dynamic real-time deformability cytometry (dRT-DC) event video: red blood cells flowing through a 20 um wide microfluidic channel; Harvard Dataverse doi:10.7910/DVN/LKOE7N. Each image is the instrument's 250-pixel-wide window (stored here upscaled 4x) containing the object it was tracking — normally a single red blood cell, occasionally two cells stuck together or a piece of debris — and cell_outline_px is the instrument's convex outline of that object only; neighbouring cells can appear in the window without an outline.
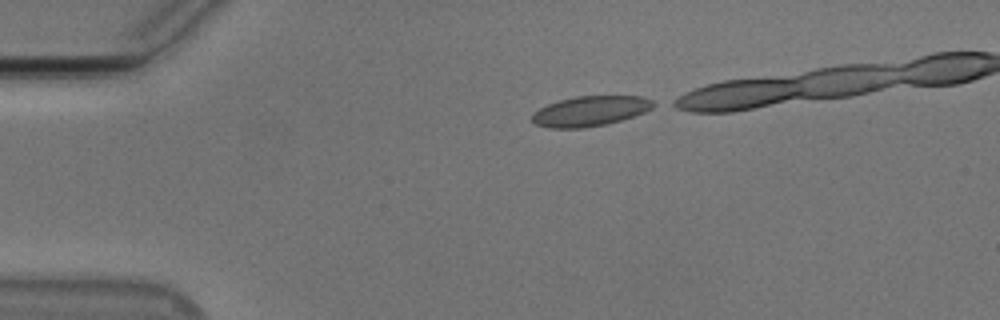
{"species": "Egyptian fruit bat (a non-hibernating species)", "species_latin": "Rousettus aegyptiacus", "temperature_condition": "cold", "stored_images_in_passage": 14, "camera_frame_rate_fps": 3000, "um_per_image_px": 0.085, "animal": {"sex": "male"}, "frame": {"image": 1, "passage_image": 1, "time_ms": 0.0, "image_size_px": [1000, 320], "cell_outline_px": [[660, 104], [644, 112], [620, 120], [604, 124], [580, 128], [548, 128], [536, 124], [532, 120], [532, 112], [548, 104], [560, 100], [576, 96], [640, 96], [652, 100]], "centroid_in_image_um": [50.17, 9.43], "position_along_channel_um": 34.8, "area_um2": 21.15}}
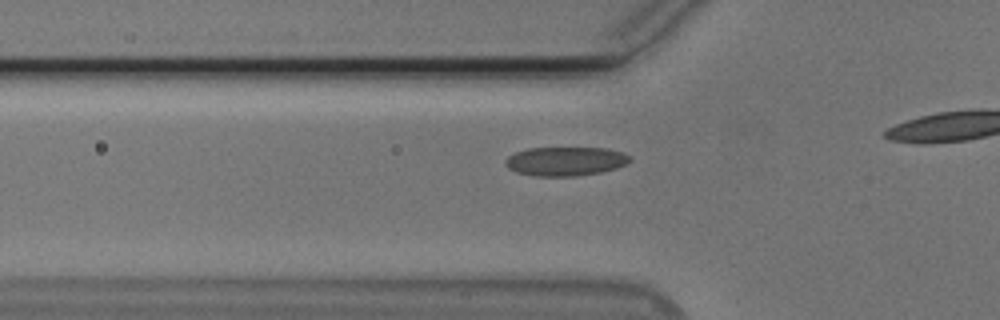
{"frame": {"image": 2, "passage_image": 8, "time_ms": 2.333, "image_size_px": [1000, 320], "cell_outline_px": [[628, 160], [624, 164], [616, 168], [600, 172], [576, 176], [536, 176], [516, 172], [508, 168], [504, 164], [504, 160], [508, 156], [516, 152], [528, 148], [604, 148], [620, 152], [628, 156]], "centroid_in_image_um": [47.98, 13.71], "position_along_channel_um": 77.8, "area_um2": 20.75}}
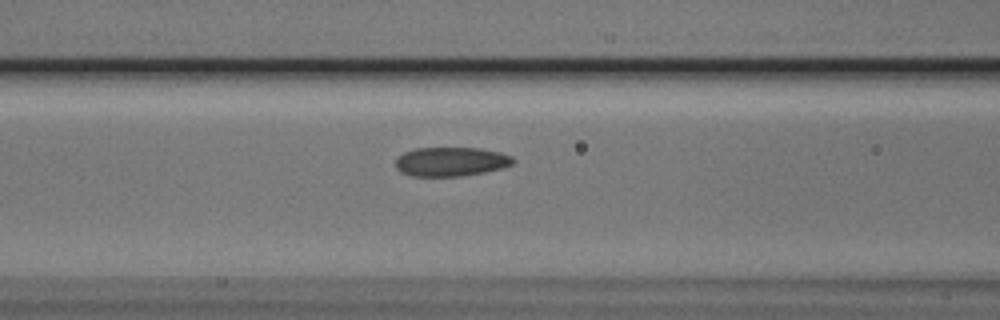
{"frame": {"image": 3, "passage_image": 12, "time_ms": 3.667, "image_size_px": [1000, 320], "cell_outline_px": [[516, 160], [512, 164], [500, 168], [484, 172], [460, 176], [412, 176], [400, 172], [396, 168], [396, 160], [404, 152], [416, 148], [480, 148], [500, 152], [512, 156]], "centroid_in_image_um": [38.33, 13.74], "position_along_channel_um": 128.3, "area_um2": 19.88}}